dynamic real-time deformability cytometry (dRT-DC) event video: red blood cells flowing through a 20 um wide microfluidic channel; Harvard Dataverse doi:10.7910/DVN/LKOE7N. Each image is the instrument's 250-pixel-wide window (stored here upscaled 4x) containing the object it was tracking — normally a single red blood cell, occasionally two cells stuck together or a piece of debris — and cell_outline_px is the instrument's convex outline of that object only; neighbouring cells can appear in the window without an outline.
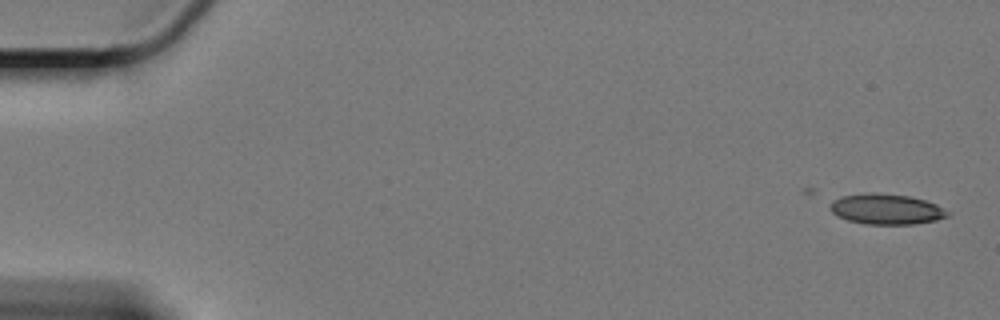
{"species": "Egyptian fruit bat (a non-hibernating species)", "species_latin": "Rousettus aegyptiacus", "temperature_condition": "cold", "stored_images_in_passage": 48, "camera_frame_rate_fps": 3000, "um_per_image_px": 0.085, "animal": {"sex": "female"}, "frame": {"image": 1, "passage_image": 1, "time_ms": 0.0, "image_size_px": [1000, 320], "cell_outline_px": [[952, 212], [948, 216], [936, 220], [912, 224], [864, 224], [848, 220], [836, 216], [832, 212], [832, 200], [840, 196], [872, 192], [908, 196], [924, 200], [936, 204]], "centroid_in_image_um": [75.35, 17.78], "position_along_channel_um": 9.6, "area_um2": 20.81}}
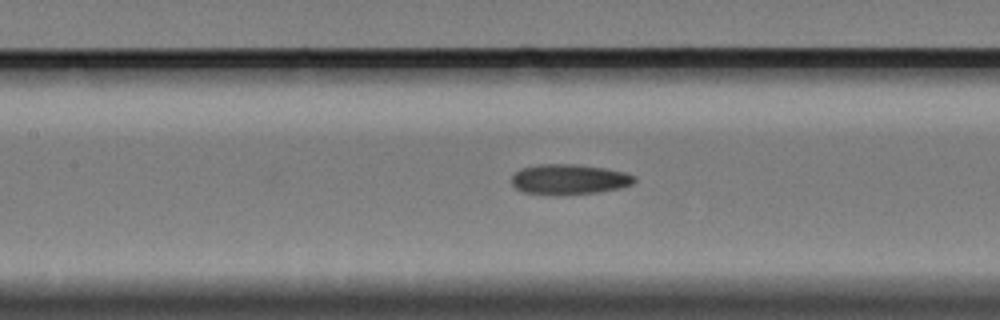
{"frame": {"image": 2, "passage_image": 27, "time_ms": 8.667, "image_size_px": [1000, 320], "cell_outline_px": [[636, 180], [632, 184], [620, 188], [596, 192], [556, 196], [552, 196], [520, 192], [512, 184], [512, 176], [520, 168], [540, 164], [576, 164], [604, 168], [624, 172], [636, 176]], "centroid_in_image_um": [48.34, 15.26], "position_along_channel_um": 159.1, "area_um2": 21.96}}
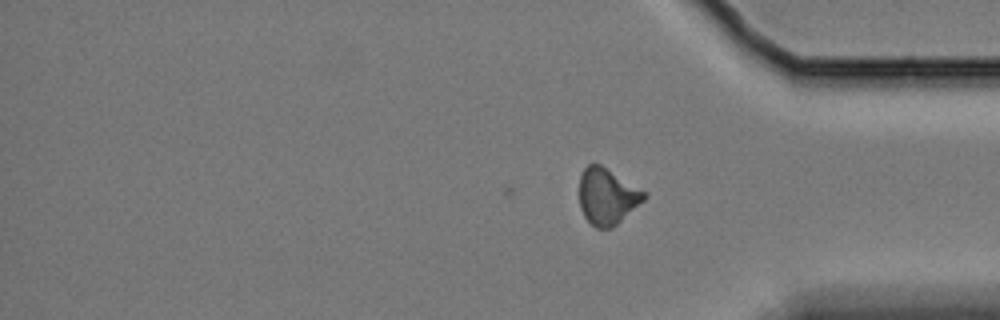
{"frame": {"image": 3, "passage_image": 48, "time_ms": 15.667, "image_size_px": [1000, 320], "cell_outline_px": [[648, 196], [644, 200], [612, 228], [596, 228], [584, 216], [580, 208], [580, 176], [584, 168], [588, 164], [600, 164], [648, 192]], "centroid_in_image_um": [51.63, 16.68], "position_along_channel_um": 383.6, "area_um2": 21.21}, "authors_computed_cell_mechanics": {"area_um2": 21.2126, "velocity_mm_per_s": 3.3217, "shape_relaxation_time_tau1_ms": null, "shape_relaxation_time_tau2_ms": 9.3558, "deformation_change_tau1": null, "deformation_change_tau2": 0.1767}}